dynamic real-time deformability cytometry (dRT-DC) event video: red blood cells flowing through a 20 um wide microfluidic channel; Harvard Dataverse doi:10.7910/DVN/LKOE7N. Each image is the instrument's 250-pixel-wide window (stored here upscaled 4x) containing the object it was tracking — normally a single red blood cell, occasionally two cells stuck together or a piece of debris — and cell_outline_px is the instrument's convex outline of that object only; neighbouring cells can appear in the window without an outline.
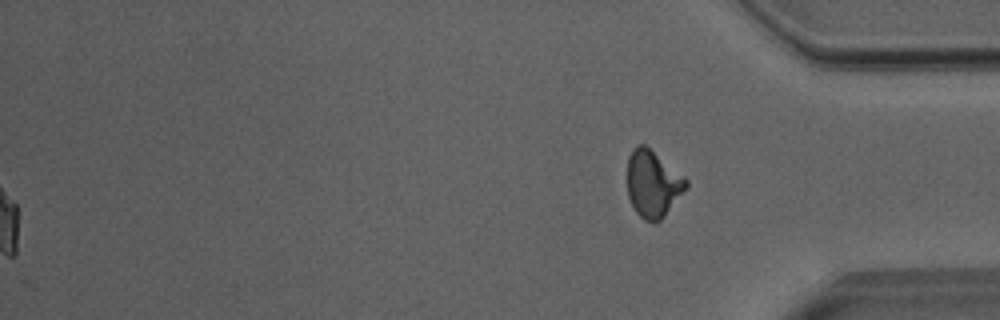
{"species": "Egyptian fruit bat (a non-hibernating species)", "species_latin": "Rousettus aegyptiacus", "temperature_condition": "room temperature", "stored_images_in_passage": 52, "segment_of_instrument_passage": [2, 2], "camera_frame_rate_fps": 3000, "um_per_image_px": 0.085, "animal": {"sex": "male"}, "frame": {"image": 1, "passage_image": 52, "time_ms": 17.0, "image_size_px": [1000, 320], "cell_outline_px": [[688, 184], [664, 216], [660, 220], [652, 224], [644, 220], [636, 212], [628, 196], [628, 156], [632, 148], [636, 144], [644, 144], [688, 180]], "centroid_in_image_um": [55.45, 15.62], "position_along_channel_um": 379.7, "area_um2": 22.48}}